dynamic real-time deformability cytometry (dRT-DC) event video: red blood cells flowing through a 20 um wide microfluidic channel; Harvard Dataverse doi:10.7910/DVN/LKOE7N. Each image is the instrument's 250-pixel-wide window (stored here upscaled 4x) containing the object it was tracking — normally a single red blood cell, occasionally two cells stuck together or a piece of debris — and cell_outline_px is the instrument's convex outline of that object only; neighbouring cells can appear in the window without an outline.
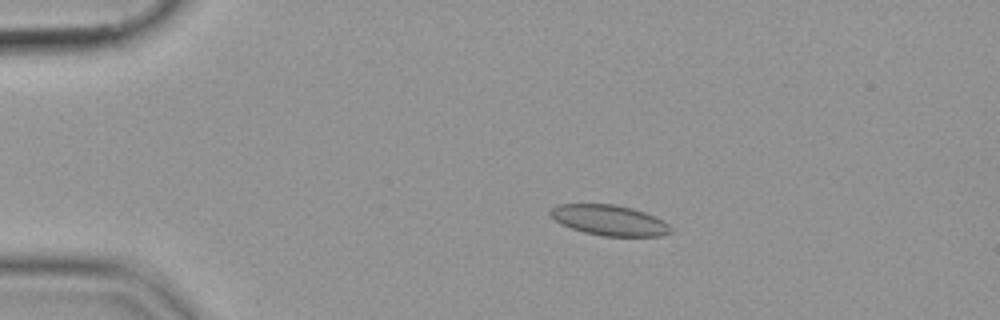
{"species": "common noctule bat (a hibernating species)", "species_latin": "Nyctalus noctula", "temperature_condition": "cold", "stored_images_in_passage": 50, "camera_frame_rate_fps": 3000, "um_per_image_px": 0.085, "animal": {"sex": "female", "body_mass_g": 19.9}, "frame": {"image": 1, "passage_image": 6, "time_ms": 1.667, "image_size_px": [1000, 320], "cell_outline_px": [[672, 232], [660, 236], [604, 236], [584, 232], [560, 224], [548, 212], [552, 208], [560, 204], [612, 204], [632, 208], [644, 212], [664, 220], [672, 228]], "centroid_in_image_um": [51.82, 18.72], "position_along_channel_um": 33.2, "area_um2": 21.27}}
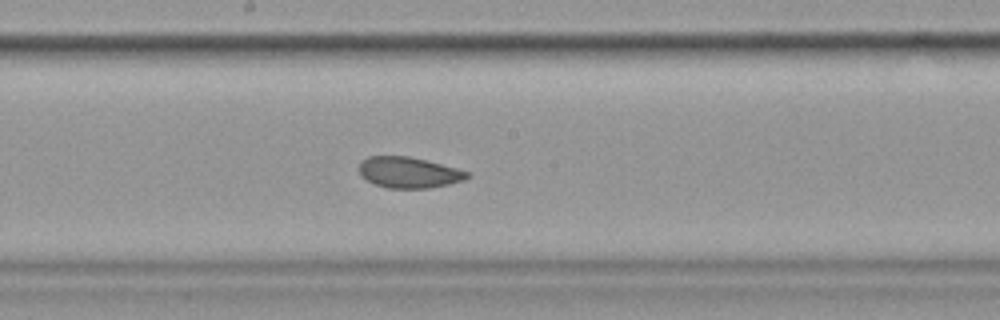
{"frame": {"image": 2, "passage_image": 25, "time_ms": 8.0, "image_size_px": [1000, 320], "cell_outline_px": [[472, 176], [464, 180], [448, 184], [428, 188], [388, 188], [376, 184], [360, 176], [360, 160], [368, 156], [408, 156], [456, 168], [468, 172]], "centroid_in_image_um": [34.73, 14.66], "position_along_channel_um": 213.5, "area_um2": 19.31}}
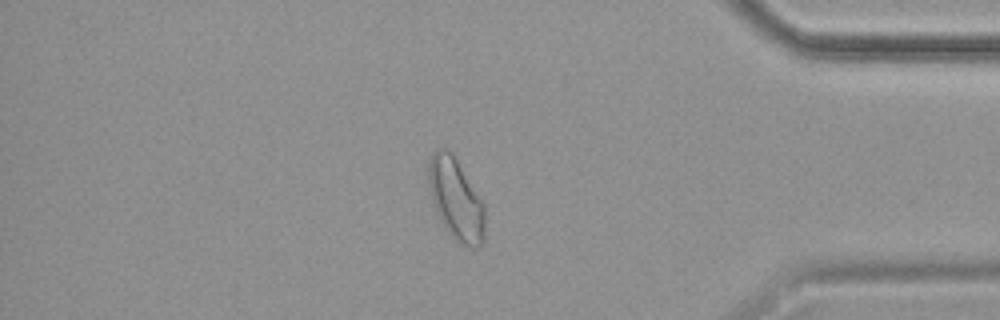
{"frame": {"image": 3, "passage_image": 42, "time_ms": 13.667, "image_size_px": [1000, 320], "cell_outline_px": [[484, 240], [476, 248], [472, 248], [456, 240], [444, 228], [436, 212], [428, 188], [428, 160], [432, 152], [436, 148], [448, 148], [452, 152], [484, 204]], "centroid_in_image_um": [38.72, 16.89], "position_along_channel_um": 396.5, "area_um2": 26.88}}